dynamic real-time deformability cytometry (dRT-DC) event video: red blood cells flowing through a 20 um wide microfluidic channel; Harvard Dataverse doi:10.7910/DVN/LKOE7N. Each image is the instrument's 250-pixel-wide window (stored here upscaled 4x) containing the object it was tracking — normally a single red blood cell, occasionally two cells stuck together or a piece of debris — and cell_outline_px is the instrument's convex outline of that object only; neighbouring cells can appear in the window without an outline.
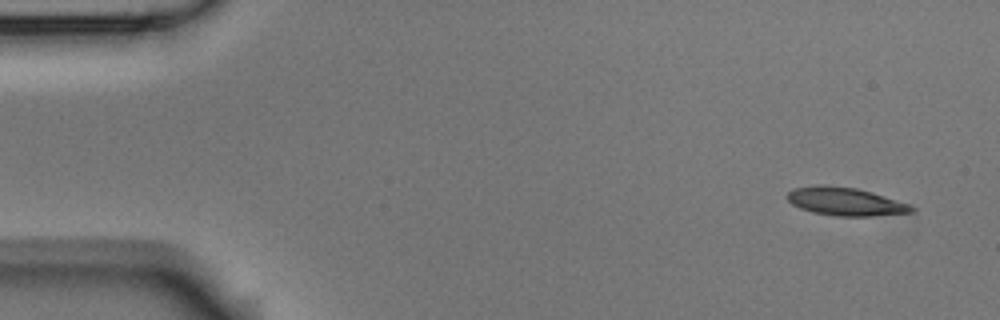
{"species": "Egyptian fruit bat (a non-hibernating species)", "species_latin": "Rousettus aegyptiacus", "temperature_condition": "room temperature", "stored_images_in_passage": 4, "camera_frame_rate_fps": 3000, "um_per_image_px": 0.085, "animal": {"sex": "male"}, "frame": {"image": 1, "passage_image": 1, "time_ms": 0.0, "image_size_px": [1000, 320], "cell_outline_px": [[916, 208], [912, 212], [868, 216], [836, 216], [812, 212], [800, 208], [792, 204], [784, 196], [792, 188], [816, 184], [824, 184], [856, 188], [872, 192], [908, 204]], "centroid_in_image_um": [71.77, 17.11], "position_along_channel_um": 13.2, "area_um2": 20.46}}
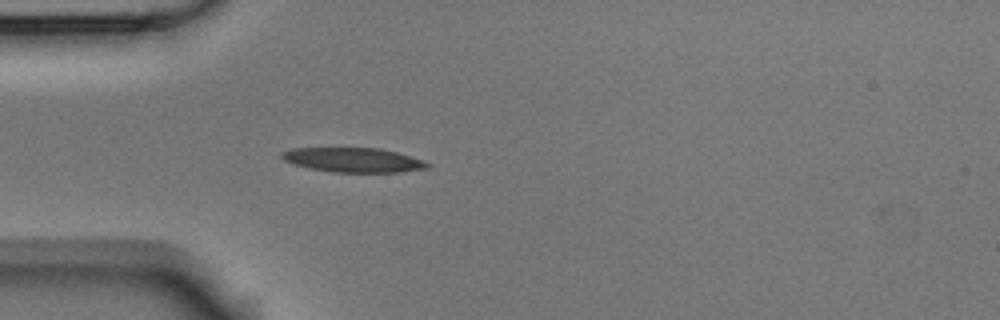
{"frame": {"image": 2, "passage_image": 4, "time_ms": 1.0, "image_size_px": [1000, 320], "cell_outline_px": [[432, 164], [428, 168], [400, 172], [332, 172], [308, 168], [292, 164], [284, 160], [280, 156], [280, 152], [292, 148], [380, 148], [396, 152], [424, 160]], "centroid_in_image_um": [30.01, 13.6], "position_along_channel_um": 55.0, "area_um2": 20.92}}